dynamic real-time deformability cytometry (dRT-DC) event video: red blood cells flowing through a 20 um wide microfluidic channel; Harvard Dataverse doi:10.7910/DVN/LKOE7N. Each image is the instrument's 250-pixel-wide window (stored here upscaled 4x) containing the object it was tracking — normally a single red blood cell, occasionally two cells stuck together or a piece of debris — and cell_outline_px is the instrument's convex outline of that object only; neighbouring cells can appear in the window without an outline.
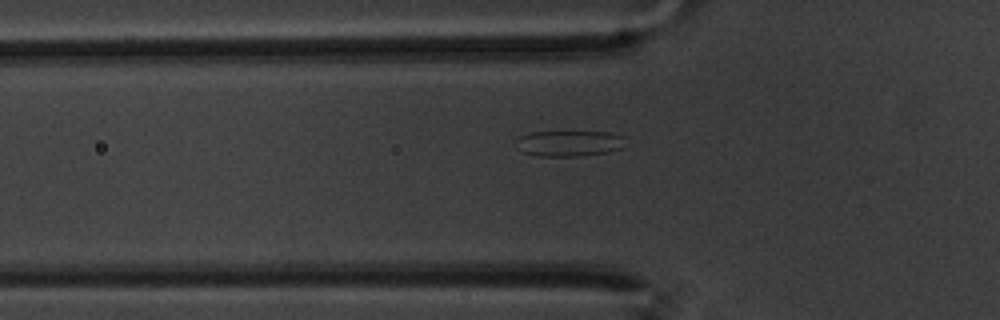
{"species": "common noctule bat (a hibernating species)", "species_latin": "Nyctalus noctula", "temperature_condition": "warm", "stored_images_in_passage": 40, "segment_of_instrument_passage": [1, 2], "camera_frame_rate_fps": 3000, "um_per_image_px": 0.085, "animal": {"sex": "male", "body_mass_g": 20.1, "forearm_length_mm": 53.5}, "frame": {"image": 1, "passage_image": 7, "time_ms": 2.0, "image_size_px": [1000, 320], "cell_outline_px": [[624, 136], [620, 148], [608, 152], [580, 156], [540, 156], [524, 152], [516, 148], [516, 140], [520, 136], [532, 132], [608, 132]], "centroid_in_image_um": [48.33, 12.19], "position_along_channel_um": 77.5, "area_um2": 16.24}}
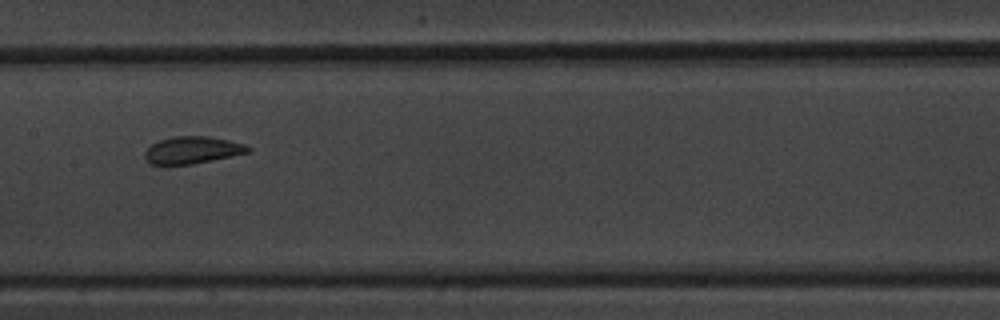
{"frame": {"image": 2, "passage_image": 17, "time_ms": 5.333, "image_size_px": [1000, 320], "cell_outline_px": [[252, 148], [248, 152], [232, 156], [192, 164], [164, 168], [152, 164], [144, 156], [144, 152], [152, 144], [160, 140], [172, 136], [208, 136], [228, 140], [244, 144]], "centroid_in_image_um": [16.29, 12.79], "position_along_channel_um": 191.1, "area_um2": 16.7}}
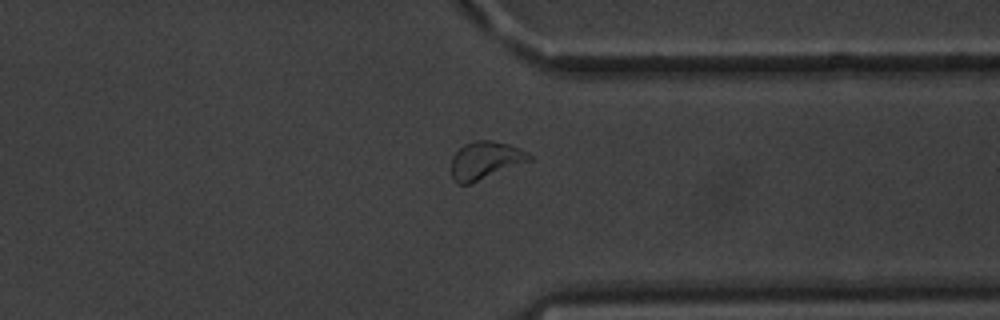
{"frame": {"image": 3, "passage_image": 33, "time_ms": 10.667, "image_size_px": [1000, 320], "cell_outline_px": [[532, 160], [468, 184], [456, 184], [452, 180], [452, 156], [464, 144], [476, 140], [492, 140], [508, 144], [520, 148], [528, 152], [532, 156]], "centroid_in_image_um": [41.25, 13.62], "position_along_channel_um": 370.2, "area_um2": 17.05}}